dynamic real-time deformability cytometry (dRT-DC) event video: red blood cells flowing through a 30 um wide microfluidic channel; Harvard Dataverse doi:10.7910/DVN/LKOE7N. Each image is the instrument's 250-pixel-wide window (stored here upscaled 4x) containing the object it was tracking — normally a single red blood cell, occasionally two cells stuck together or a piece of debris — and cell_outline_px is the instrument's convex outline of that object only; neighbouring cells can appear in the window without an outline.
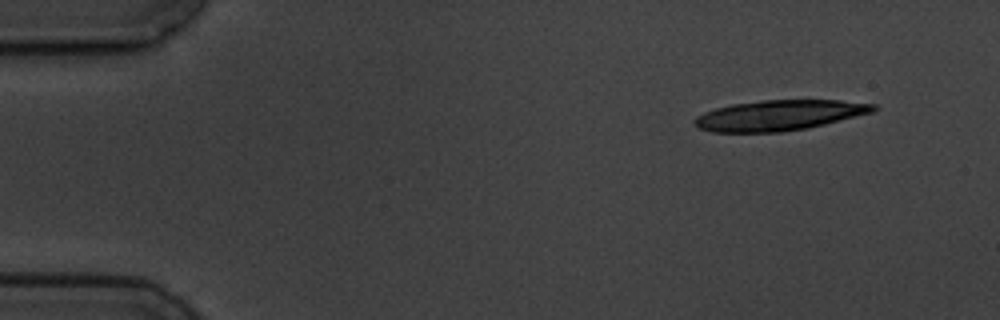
{"species": "common noctule bat (a hibernating species)", "species_latin": "Nyctalus noctula", "temperature_condition": "cold", "stored_images_in_passage": 5, "camera_frame_rate_fps": 3000, "um_per_image_px": 0.085, "animal": {"sex": "male", "body_mass_g": 19.5, "forearm_length_mm": 54.6}, "frame": {"image": 1, "passage_image": 1, "time_ms": 0.0, "image_size_px": [1000, 320], "cell_outline_px": [[880, 108], [872, 112], [808, 128], [780, 132], [712, 132], [700, 128], [692, 124], [692, 120], [696, 116], [704, 112], [716, 108], [732, 104], [764, 100], [840, 100], [876, 104]], "centroid_in_image_um": [66.21, 9.8], "position_along_channel_um": 18.8, "area_um2": 31.67}}
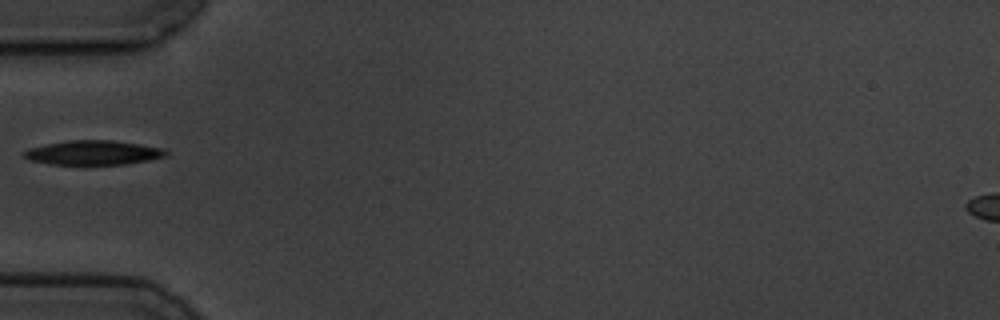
{"frame": {"image": 2, "passage_image": 5, "time_ms": 4.667, "image_size_px": [1000, 320], "cell_outline_px": [[168, 156], [148, 160], [124, 164], [48, 164], [32, 160], [20, 156], [28, 148], [68, 140], [112, 140], [140, 144], [164, 148], [168, 152]], "centroid_in_image_um": [7.94, 12.97], "position_along_channel_um": 77.1, "area_um2": 20.11}}